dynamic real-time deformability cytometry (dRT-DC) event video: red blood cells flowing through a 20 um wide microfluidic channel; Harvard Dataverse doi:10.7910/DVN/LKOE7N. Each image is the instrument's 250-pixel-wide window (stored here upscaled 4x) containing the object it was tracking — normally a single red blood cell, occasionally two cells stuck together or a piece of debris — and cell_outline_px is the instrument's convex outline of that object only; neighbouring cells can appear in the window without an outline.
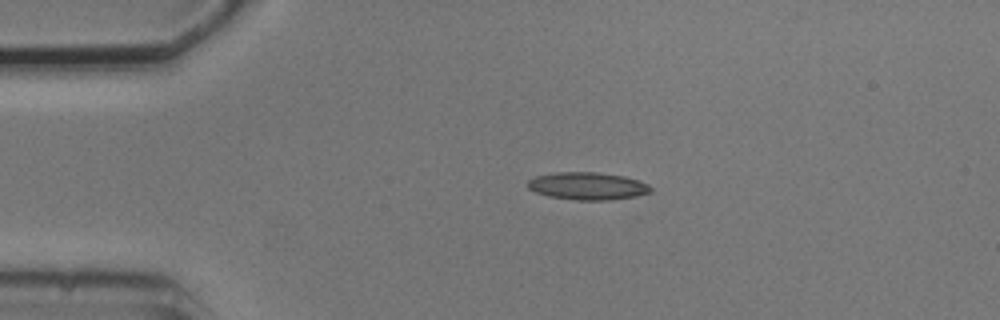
{"species": "common noctule bat (a hibernating species)", "species_latin": "Nyctalus noctula", "temperature_condition": "cold", "stored_images_in_passage": 2, "camera_frame_rate_fps": 3000, "um_per_image_px": 0.085, "animal": {"sex": "male", "body_mass_g": 20.5, "forearm_length_mm": 52.5}, "frame": {"image": 1, "passage_image": 1, "time_ms": 0.0, "image_size_px": [1000, 320], "cell_outline_px": [[652, 192], [636, 196], [612, 200], [576, 200], [548, 196], [536, 192], [528, 188], [528, 180], [536, 176], [556, 172], [596, 172], [624, 176], [648, 184], [652, 188]], "centroid_in_image_um": [49.95, 15.81], "position_along_channel_um": 35.0, "area_um2": 19.71}}